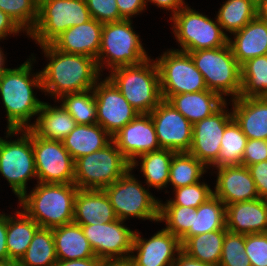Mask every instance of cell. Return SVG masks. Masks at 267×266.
<instances>
[{
  "label": "cell",
  "instance_id": "4",
  "mask_svg": "<svg viewBox=\"0 0 267 266\" xmlns=\"http://www.w3.org/2000/svg\"><path fill=\"white\" fill-rule=\"evenodd\" d=\"M152 60L114 68L108 76L139 114H150L163 100L158 67Z\"/></svg>",
  "mask_w": 267,
  "mask_h": 266
},
{
  "label": "cell",
  "instance_id": "42",
  "mask_svg": "<svg viewBox=\"0 0 267 266\" xmlns=\"http://www.w3.org/2000/svg\"><path fill=\"white\" fill-rule=\"evenodd\" d=\"M219 266H251L245 253V234L227 230L223 240Z\"/></svg>",
  "mask_w": 267,
  "mask_h": 266
},
{
  "label": "cell",
  "instance_id": "51",
  "mask_svg": "<svg viewBox=\"0 0 267 266\" xmlns=\"http://www.w3.org/2000/svg\"><path fill=\"white\" fill-rule=\"evenodd\" d=\"M103 260L98 257L76 260H58L55 266H102Z\"/></svg>",
  "mask_w": 267,
  "mask_h": 266
},
{
  "label": "cell",
  "instance_id": "31",
  "mask_svg": "<svg viewBox=\"0 0 267 266\" xmlns=\"http://www.w3.org/2000/svg\"><path fill=\"white\" fill-rule=\"evenodd\" d=\"M226 228V206L214 195L193 212L190 230L180 239L181 245L189 238Z\"/></svg>",
  "mask_w": 267,
  "mask_h": 266
},
{
  "label": "cell",
  "instance_id": "52",
  "mask_svg": "<svg viewBox=\"0 0 267 266\" xmlns=\"http://www.w3.org/2000/svg\"><path fill=\"white\" fill-rule=\"evenodd\" d=\"M174 266H215L189 256L182 249L177 253Z\"/></svg>",
  "mask_w": 267,
  "mask_h": 266
},
{
  "label": "cell",
  "instance_id": "13",
  "mask_svg": "<svg viewBox=\"0 0 267 266\" xmlns=\"http://www.w3.org/2000/svg\"><path fill=\"white\" fill-rule=\"evenodd\" d=\"M37 183H74V160L62 141L43 139L32 131Z\"/></svg>",
  "mask_w": 267,
  "mask_h": 266
},
{
  "label": "cell",
  "instance_id": "54",
  "mask_svg": "<svg viewBox=\"0 0 267 266\" xmlns=\"http://www.w3.org/2000/svg\"><path fill=\"white\" fill-rule=\"evenodd\" d=\"M102 266H135V263L131 257L104 259Z\"/></svg>",
  "mask_w": 267,
  "mask_h": 266
},
{
  "label": "cell",
  "instance_id": "2",
  "mask_svg": "<svg viewBox=\"0 0 267 266\" xmlns=\"http://www.w3.org/2000/svg\"><path fill=\"white\" fill-rule=\"evenodd\" d=\"M31 62L29 58L19 67L6 68L0 73V95L7 113V130L30 129V118L38 115L43 104L32 89L37 87L42 90L41 73L31 75Z\"/></svg>",
  "mask_w": 267,
  "mask_h": 266
},
{
  "label": "cell",
  "instance_id": "20",
  "mask_svg": "<svg viewBox=\"0 0 267 266\" xmlns=\"http://www.w3.org/2000/svg\"><path fill=\"white\" fill-rule=\"evenodd\" d=\"M218 172L213 195L225 206L259 198L255 182L246 166L232 165L216 168Z\"/></svg>",
  "mask_w": 267,
  "mask_h": 266
},
{
  "label": "cell",
  "instance_id": "53",
  "mask_svg": "<svg viewBox=\"0 0 267 266\" xmlns=\"http://www.w3.org/2000/svg\"><path fill=\"white\" fill-rule=\"evenodd\" d=\"M149 1L162 9L171 10L172 16L185 6L184 0H145V3Z\"/></svg>",
  "mask_w": 267,
  "mask_h": 266
},
{
  "label": "cell",
  "instance_id": "9",
  "mask_svg": "<svg viewBox=\"0 0 267 266\" xmlns=\"http://www.w3.org/2000/svg\"><path fill=\"white\" fill-rule=\"evenodd\" d=\"M17 133L22 136L14 141L0 137V173L7 179L19 199L27 192V181L33 177L37 179V174L32 148V130H7L5 137Z\"/></svg>",
  "mask_w": 267,
  "mask_h": 266
},
{
  "label": "cell",
  "instance_id": "57",
  "mask_svg": "<svg viewBox=\"0 0 267 266\" xmlns=\"http://www.w3.org/2000/svg\"><path fill=\"white\" fill-rule=\"evenodd\" d=\"M0 266H18L16 261L0 262Z\"/></svg>",
  "mask_w": 267,
  "mask_h": 266
},
{
  "label": "cell",
  "instance_id": "45",
  "mask_svg": "<svg viewBox=\"0 0 267 266\" xmlns=\"http://www.w3.org/2000/svg\"><path fill=\"white\" fill-rule=\"evenodd\" d=\"M91 17L101 23L124 20L120 15L116 0H86Z\"/></svg>",
  "mask_w": 267,
  "mask_h": 266
},
{
  "label": "cell",
  "instance_id": "55",
  "mask_svg": "<svg viewBox=\"0 0 267 266\" xmlns=\"http://www.w3.org/2000/svg\"><path fill=\"white\" fill-rule=\"evenodd\" d=\"M257 16L267 22V0L257 1Z\"/></svg>",
  "mask_w": 267,
  "mask_h": 266
},
{
  "label": "cell",
  "instance_id": "28",
  "mask_svg": "<svg viewBox=\"0 0 267 266\" xmlns=\"http://www.w3.org/2000/svg\"><path fill=\"white\" fill-rule=\"evenodd\" d=\"M76 125L74 118L62 105L52 107L43 102L30 129L43 139L62 141Z\"/></svg>",
  "mask_w": 267,
  "mask_h": 266
},
{
  "label": "cell",
  "instance_id": "23",
  "mask_svg": "<svg viewBox=\"0 0 267 266\" xmlns=\"http://www.w3.org/2000/svg\"><path fill=\"white\" fill-rule=\"evenodd\" d=\"M117 220L110 199L104 190L78 189L74 200L73 222L96 225Z\"/></svg>",
  "mask_w": 267,
  "mask_h": 266
},
{
  "label": "cell",
  "instance_id": "27",
  "mask_svg": "<svg viewBox=\"0 0 267 266\" xmlns=\"http://www.w3.org/2000/svg\"><path fill=\"white\" fill-rule=\"evenodd\" d=\"M112 142V136L99 124H77L62 140L66 150L75 161L79 157L105 148Z\"/></svg>",
  "mask_w": 267,
  "mask_h": 266
},
{
  "label": "cell",
  "instance_id": "3",
  "mask_svg": "<svg viewBox=\"0 0 267 266\" xmlns=\"http://www.w3.org/2000/svg\"><path fill=\"white\" fill-rule=\"evenodd\" d=\"M77 191L74 183H38L19 198V204L40 227L53 229L73 222Z\"/></svg>",
  "mask_w": 267,
  "mask_h": 266
},
{
  "label": "cell",
  "instance_id": "36",
  "mask_svg": "<svg viewBox=\"0 0 267 266\" xmlns=\"http://www.w3.org/2000/svg\"><path fill=\"white\" fill-rule=\"evenodd\" d=\"M257 16L256 0H227L217 14L222 30L231 34L241 30Z\"/></svg>",
  "mask_w": 267,
  "mask_h": 266
},
{
  "label": "cell",
  "instance_id": "26",
  "mask_svg": "<svg viewBox=\"0 0 267 266\" xmlns=\"http://www.w3.org/2000/svg\"><path fill=\"white\" fill-rule=\"evenodd\" d=\"M167 102L194 125L217 112L226 103V99L213 91L203 90L172 95Z\"/></svg>",
  "mask_w": 267,
  "mask_h": 266
},
{
  "label": "cell",
  "instance_id": "44",
  "mask_svg": "<svg viewBox=\"0 0 267 266\" xmlns=\"http://www.w3.org/2000/svg\"><path fill=\"white\" fill-rule=\"evenodd\" d=\"M245 253L251 266H267V233L245 235Z\"/></svg>",
  "mask_w": 267,
  "mask_h": 266
},
{
  "label": "cell",
  "instance_id": "17",
  "mask_svg": "<svg viewBox=\"0 0 267 266\" xmlns=\"http://www.w3.org/2000/svg\"><path fill=\"white\" fill-rule=\"evenodd\" d=\"M227 102L212 116L193 125L192 143L189 153L202 162L207 168L218 159L221 138L227 124L233 119L232 112L225 110Z\"/></svg>",
  "mask_w": 267,
  "mask_h": 266
},
{
  "label": "cell",
  "instance_id": "33",
  "mask_svg": "<svg viewBox=\"0 0 267 266\" xmlns=\"http://www.w3.org/2000/svg\"><path fill=\"white\" fill-rule=\"evenodd\" d=\"M53 229L39 227L18 266H55L57 262Z\"/></svg>",
  "mask_w": 267,
  "mask_h": 266
},
{
  "label": "cell",
  "instance_id": "32",
  "mask_svg": "<svg viewBox=\"0 0 267 266\" xmlns=\"http://www.w3.org/2000/svg\"><path fill=\"white\" fill-rule=\"evenodd\" d=\"M226 232L227 229L223 228L189 237L181 249L197 260L219 266Z\"/></svg>",
  "mask_w": 267,
  "mask_h": 266
},
{
  "label": "cell",
  "instance_id": "35",
  "mask_svg": "<svg viewBox=\"0 0 267 266\" xmlns=\"http://www.w3.org/2000/svg\"><path fill=\"white\" fill-rule=\"evenodd\" d=\"M239 97H267V54L248 59L241 65Z\"/></svg>",
  "mask_w": 267,
  "mask_h": 266
},
{
  "label": "cell",
  "instance_id": "12",
  "mask_svg": "<svg viewBox=\"0 0 267 266\" xmlns=\"http://www.w3.org/2000/svg\"><path fill=\"white\" fill-rule=\"evenodd\" d=\"M163 100L172 95L208 90L202 73L189 53L179 49L164 52L156 61Z\"/></svg>",
  "mask_w": 267,
  "mask_h": 266
},
{
  "label": "cell",
  "instance_id": "38",
  "mask_svg": "<svg viewBox=\"0 0 267 266\" xmlns=\"http://www.w3.org/2000/svg\"><path fill=\"white\" fill-rule=\"evenodd\" d=\"M205 168L208 169L189 152L175 153L170 164L168 183L173 189L197 183L207 172Z\"/></svg>",
  "mask_w": 267,
  "mask_h": 266
},
{
  "label": "cell",
  "instance_id": "15",
  "mask_svg": "<svg viewBox=\"0 0 267 266\" xmlns=\"http://www.w3.org/2000/svg\"><path fill=\"white\" fill-rule=\"evenodd\" d=\"M123 223L117 219L109 223L81 225L96 257L102 260L130 257L136 231Z\"/></svg>",
  "mask_w": 267,
  "mask_h": 266
},
{
  "label": "cell",
  "instance_id": "11",
  "mask_svg": "<svg viewBox=\"0 0 267 266\" xmlns=\"http://www.w3.org/2000/svg\"><path fill=\"white\" fill-rule=\"evenodd\" d=\"M129 169L104 191L108 195L117 219L126 221L129 217L143 220H159V201L142 187Z\"/></svg>",
  "mask_w": 267,
  "mask_h": 266
},
{
  "label": "cell",
  "instance_id": "39",
  "mask_svg": "<svg viewBox=\"0 0 267 266\" xmlns=\"http://www.w3.org/2000/svg\"><path fill=\"white\" fill-rule=\"evenodd\" d=\"M59 99L77 124H97V106L93 89L65 94Z\"/></svg>",
  "mask_w": 267,
  "mask_h": 266
},
{
  "label": "cell",
  "instance_id": "47",
  "mask_svg": "<svg viewBox=\"0 0 267 266\" xmlns=\"http://www.w3.org/2000/svg\"><path fill=\"white\" fill-rule=\"evenodd\" d=\"M253 178L259 198L267 200V161L247 167Z\"/></svg>",
  "mask_w": 267,
  "mask_h": 266
},
{
  "label": "cell",
  "instance_id": "6",
  "mask_svg": "<svg viewBox=\"0 0 267 266\" xmlns=\"http://www.w3.org/2000/svg\"><path fill=\"white\" fill-rule=\"evenodd\" d=\"M131 19L103 24L101 46L96 59L99 72L103 67L110 70L129 65H138L148 59L140 42V36L133 31ZM107 65H103V64Z\"/></svg>",
  "mask_w": 267,
  "mask_h": 266
},
{
  "label": "cell",
  "instance_id": "19",
  "mask_svg": "<svg viewBox=\"0 0 267 266\" xmlns=\"http://www.w3.org/2000/svg\"><path fill=\"white\" fill-rule=\"evenodd\" d=\"M139 235L136 231L130 255L135 266H174L175 255L181 250L180 240L175 235L165 229L155 233L149 240Z\"/></svg>",
  "mask_w": 267,
  "mask_h": 266
},
{
  "label": "cell",
  "instance_id": "56",
  "mask_svg": "<svg viewBox=\"0 0 267 266\" xmlns=\"http://www.w3.org/2000/svg\"><path fill=\"white\" fill-rule=\"evenodd\" d=\"M5 57H4V53L2 52L1 48H0V73L6 69L4 66V63H5Z\"/></svg>",
  "mask_w": 267,
  "mask_h": 266
},
{
  "label": "cell",
  "instance_id": "43",
  "mask_svg": "<svg viewBox=\"0 0 267 266\" xmlns=\"http://www.w3.org/2000/svg\"><path fill=\"white\" fill-rule=\"evenodd\" d=\"M175 198L170 199L166 204L159 201V205H178L184 207L198 208L213 196V190L205 182H197L188 186L175 188Z\"/></svg>",
  "mask_w": 267,
  "mask_h": 266
},
{
  "label": "cell",
  "instance_id": "25",
  "mask_svg": "<svg viewBox=\"0 0 267 266\" xmlns=\"http://www.w3.org/2000/svg\"><path fill=\"white\" fill-rule=\"evenodd\" d=\"M228 37V44L238 63L267 54V22L256 16L241 30Z\"/></svg>",
  "mask_w": 267,
  "mask_h": 266
},
{
  "label": "cell",
  "instance_id": "8",
  "mask_svg": "<svg viewBox=\"0 0 267 266\" xmlns=\"http://www.w3.org/2000/svg\"><path fill=\"white\" fill-rule=\"evenodd\" d=\"M91 19L86 0H38V18L28 35L40 46L51 44L64 31Z\"/></svg>",
  "mask_w": 267,
  "mask_h": 266
},
{
  "label": "cell",
  "instance_id": "41",
  "mask_svg": "<svg viewBox=\"0 0 267 266\" xmlns=\"http://www.w3.org/2000/svg\"><path fill=\"white\" fill-rule=\"evenodd\" d=\"M0 10L28 35L38 18V0H0Z\"/></svg>",
  "mask_w": 267,
  "mask_h": 266
},
{
  "label": "cell",
  "instance_id": "49",
  "mask_svg": "<svg viewBox=\"0 0 267 266\" xmlns=\"http://www.w3.org/2000/svg\"><path fill=\"white\" fill-rule=\"evenodd\" d=\"M23 31L15 21L2 10H0V40L10 34H17Z\"/></svg>",
  "mask_w": 267,
  "mask_h": 266
},
{
  "label": "cell",
  "instance_id": "21",
  "mask_svg": "<svg viewBox=\"0 0 267 266\" xmlns=\"http://www.w3.org/2000/svg\"><path fill=\"white\" fill-rule=\"evenodd\" d=\"M102 29L103 23L92 18L64 31L51 44L61 52L86 55L96 60L101 46Z\"/></svg>",
  "mask_w": 267,
  "mask_h": 266
},
{
  "label": "cell",
  "instance_id": "22",
  "mask_svg": "<svg viewBox=\"0 0 267 266\" xmlns=\"http://www.w3.org/2000/svg\"><path fill=\"white\" fill-rule=\"evenodd\" d=\"M226 229L233 233H267V200L236 202L226 205Z\"/></svg>",
  "mask_w": 267,
  "mask_h": 266
},
{
  "label": "cell",
  "instance_id": "16",
  "mask_svg": "<svg viewBox=\"0 0 267 266\" xmlns=\"http://www.w3.org/2000/svg\"><path fill=\"white\" fill-rule=\"evenodd\" d=\"M160 148L189 152L193 125L169 102L162 100L150 113Z\"/></svg>",
  "mask_w": 267,
  "mask_h": 266
},
{
  "label": "cell",
  "instance_id": "10",
  "mask_svg": "<svg viewBox=\"0 0 267 266\" xmlns=\"http://www.w3.org/2000/svg\"><path fill=\"white\" fill-rule=\"evenodd\" d=\"M207 15L191 9L181 8L170 18L174 23L173 33L180 44V51L192 52L201 49L220 48L228 44V36L221 25ZM217 22V23H216Z\"/></svg>",
  "mask_w": 267,
  "mask_h": 266
},
{
  "label": "cell",
  "instance_id": "1",
  "mask_svg": "<svg viewBox=\"0 0 267 266\" xmlns=\"http://www.w3.org/2000/svg\"><path fill=\"white\" fill-rule=\"evenodd\" d=\"M49 63L40 71L42 91L56 100L65 94L91 90L100 79L96 60L86 55L68 54L52 44L41 45Z\"/></svg>",
  "mask_w": 267,
  "mask_h": 266
},
{
  "label": "cell",
  "instance_id": "34",
  "mask_svg": "<svg viewBox=\"0 0 267 266\" xmlns=\"http://www.w3.org/2000/svg\"><path fill=\"white\" fill-rule=\"evenodd\" d=\"M176 152L169 149H159L139 155L140 169L148 187L162 189L169 182V170L173 155Z\"/></svg>",
  "mask_w": 267,
  "mask_h": 266
},
{
  "label": "cell",
  "instance_id": "40",
  "mask_svg": "<svg viewBox=\"0 0 267 266\" xmlns=\"http://www.w3.org/2000/svg\"><path fill=\"white\" fill-rule=\"evenodd\" d=\"M195 210L193 207L159 205L158 222L165 221L164 229L180 240L190 230Z\"/></svg>",
  "mask_w": 267,
  "mask_h": 266
},
{
  "label": "cell",
  "instance_id": "46",
  "mask_svg": "<svg viewBox=\"0 0 267 266\" xmlns=\"http://www.w3.org/2000/svg\"><path fill=\"white\" fill-rule=\"evenodd\" d=\"M262 161H267V140L248 139L241 165L248 167Z\"/></svg>",
  "mask_w": 267,
  "mask_h": 266
},
{
  "label": "cell",
  "instance_id": "29",
  "mask_svg": "<svg viewBox=\"0 0 267 266\" xmlns=\"http://www.w3.org/2000/svg\"><path fill=\"white\" fill-rule=\"evenodd\" d=\"M57 260H76L95 257L81 225L71 222L53 228Z\"/></svg>",
  "mask_w": 267,
  "mask_h": 266
},
{
  "label": "cell",
  "instance_id": "14",
  "mask_svg": "<svg viewBox=\"0 0 267 266\" xmlns=\"http://www.w3.org/2000/svg\"><path fill=\"white\" fill-rule=\"evenodd\" d=\"M93 91L97 106V124L112 137L139 115L108 77L100 83L96 82Z\"/></svg>",
  "mask_w": 267,
  "mask_h": 266
},
{
  "label": "cell",
  "instance_id": "7",
  "mask_svg": "<svg viewBox=\"0 0 267 266\" xmlns=\"http://www.w3.org/2000/svg\"><path fill=\"white\" fill-rule=\"evenodd\" d=\"M129 169L131 163L112 141L105 148L74 162V184L78 189L104 190Z\"/></svg>",
  "mask_w": 267,
  "mask_h": 266
},
{
  "label": "cell",
  "instance_id": "37",
  "mask_svg": "<svg viewBox=\"0 0 267 266\" xmlns=\"http://www.w3.org/2000/svg\"><path fill=\"white\" fill-rule=\"evenodd\" d=\"M247 137L234 118L227 124L221 138V148L217 161L212 167L241 165Z\"/></svg>",
  "mask_w": 267,
  "mask_h": 266
},
{
  "label": "cell",
  "instance_id": "5",
  "mask_svg": "<svg viewBox=\"0 0 267 266\" xmlns=\"http://www.w3.org/2000/svg\"><path fill=\"white\" fill-rule=\"evenodd\" d=\"M202 73L208 90L223 96L239 97L241 91V65L234 57L229 44L213 49L188 52Z\"/></svg>",
  "mask_w": 267,
  "mask_h": 266
},
{
  "label": "cell",
  "instance_id": "48",
  "mask_svg": "<svg viewBox=\"0 0 267 266\" xmlns=\"http://www.w3.org/2000/svg\"><path fill=\"white\" fill-rule=\"evenodd\" d=\"M120 15L124 19H130L133 15H138L147 6L145 0H116Z\"/></svg>",
  "mask_w": 267,
  "mask_h": 266
},
{
  "label": "cell",
  "instance_id": "24",
  "mask_svg": "<svg viewBox=\"0 0 267 266\" xmlns=\"http://www.w3.org/2000/svg\"><path fill=\"white\" fill-rule=\"evenodd\" d=\"M232 115L247 139L267 140V97L232 99Z\"/></svg>",
  "mask_w": 267,
  "mask_h": 266
},
{
  "label": "cell",
  "instance_id": "30",
  "mask_svg": "<svg viewBox=\"0 0 267 266\" xmlns=\"http://www.w3.org/2000/svg\"><path fill=\"white\" fill-rule=\"evenodd\" d=\"M40 226L23 210L15 217L7 215V251L8 261L18 262L28 249L32 238Z\"/></svg>",
  "mask_w": 267,
  "mask_h": 266
},
{
  "label": "cell",
  "instance_id": "50",
  "mask_svg": "<svg viewBox=\"0 0 267 266\" xmlns=\"http://www.w3.org/2000/svg\"><path fill=\"white\" fill-rule=\"evenodd\" d=\"M6 238H7V215L0 213V262H8Z\"/></svg>",
  "mask_w": 267,
  "mask_h": 266
},
{
  "label": "cell",
  "instance_id": "18",
  "mask_svg": "<svg viewBox=\"0 0 267 266\" xmlns=\"http://www.w3.org/2000/svg\"><path fill=\"white\" fill-rule=\"evenodd\" d=\"M112 141L131 163L132 170L138 166L139 155L161 149L150 114H139L120 129Z\"/></svg>",
  "mask_w": 267,
  "mask_h": 266
}]
</instances>
